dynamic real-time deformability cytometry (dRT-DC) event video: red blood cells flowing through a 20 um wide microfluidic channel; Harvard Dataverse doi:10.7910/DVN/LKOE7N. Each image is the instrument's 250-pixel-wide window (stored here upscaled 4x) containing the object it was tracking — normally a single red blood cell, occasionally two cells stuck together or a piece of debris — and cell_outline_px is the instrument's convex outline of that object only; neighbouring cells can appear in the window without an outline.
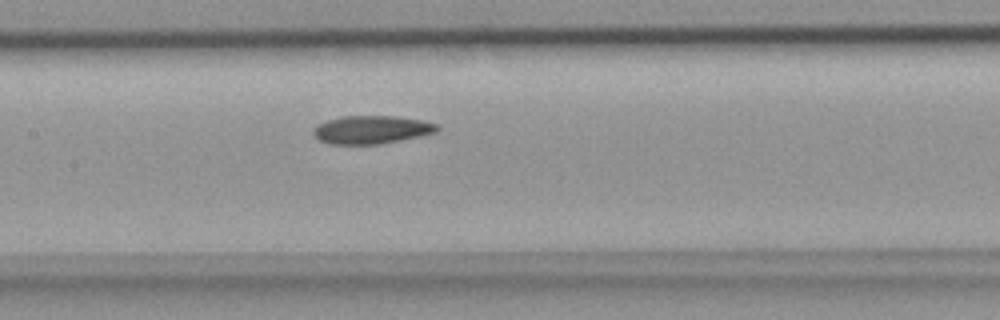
{"species": "common noctule bat (a hibernating species)", "species_latin": "Nyctalus noctula", "temperature_condition": "room temperature", "stored_images_in_passage": 6, "camera_frame_rate_fps": 3000, "um_per_image_px": 0.085, "animal": {"sex": "female", "body_mass_g": 18.4}, "frame": {"image": 1, "passage_image": 6, "time_ms": 1.667, "image_size_px": [1000, 320], "cell_outline_px": [[440, 128], [436, 132], [400, 140], [380, 144], [332, 144], [320, 140], [312, 132], [320, 124], [328, 120], [344, 116], [396, 116], [424, 120], [436, 124]], "centroid_in_image_um": [31.63, 11.02], "position_along_channel_um": 175.8, "area_um2": 20.0}}